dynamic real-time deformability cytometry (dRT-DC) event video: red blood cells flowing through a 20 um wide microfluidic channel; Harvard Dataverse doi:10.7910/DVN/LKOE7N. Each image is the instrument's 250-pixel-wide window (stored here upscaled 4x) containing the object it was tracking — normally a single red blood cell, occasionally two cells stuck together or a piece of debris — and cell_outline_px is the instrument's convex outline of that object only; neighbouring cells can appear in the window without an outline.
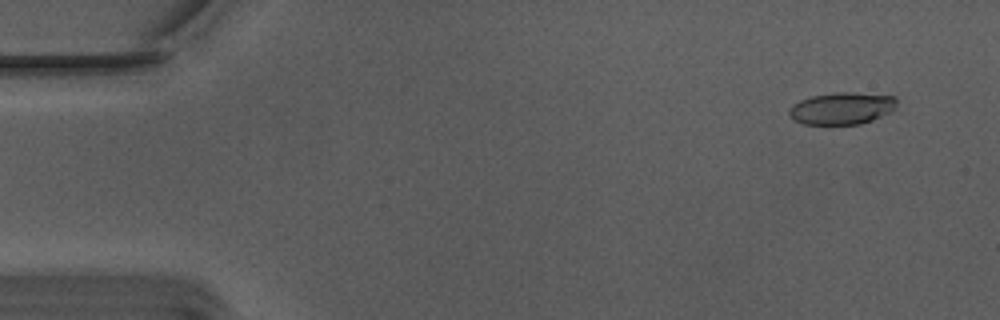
{"species": "Egyptian fruit bat (a non-hibernating species)", "species_latin": "Rousettus aegyptiacus", "temperature_condition": "warm", "stored_images_in_passage": 55, "camera_frame_rate_fps": 3000, "um_per_image_px": 0.085, "animal": {"sex": "male"}, "frame": {"image": 1, "passage_image": 4, "time_ms": 1.0, "image_size_px": [1000, 320], "cell_outline_px": [[896, 104], [888, 112], [872, 120], [860, 124], [804, 124], [796, 120], [788, 112], [792, 104], [800, 100], [812, 96], [836, 92], [848, 92], [896, 96]], "centroid_in_image_um": [71.54, 9.2], "position_along_channel_um": 13.5, "area_um2": 19.77}}
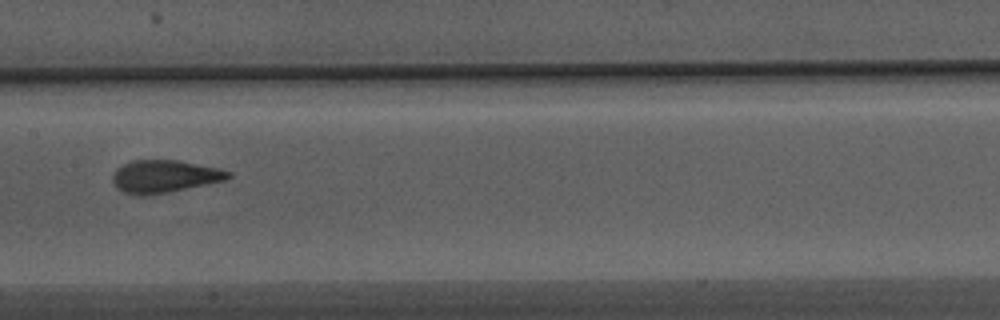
{"frame": {"image": 2, "passage_image": 28, "time_ms": 9.0, "image_size_px": [1000, 320], "cell_outline_px": [[232, 176], [224, 180], [168, 192], [144, 196], [136, 196], [124, 192], [116, 188], [112, 180], [112, 176], [116, 168], [132, 160], [180, 160], [220, 168], [232, 172]], "centroid_in_image_um": [13.96, 14.99], "position_along_channel_um": 193.4, "area_um2": 22.08}}
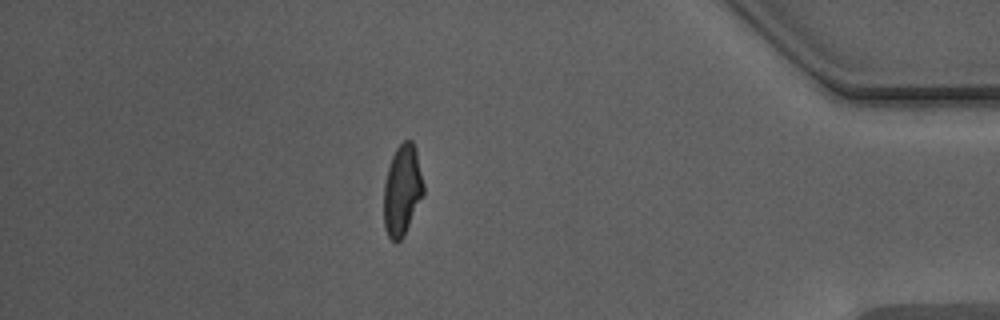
{"frame": {"image": 3, "passage_image": 48, "time_ms": 15.667, "image_size_px": [1000, 320], "cell_outline_px": [[424, 192], [404, 236], [396, 244], [388, 236], [384, 228], [384, 184], [388, 168], [392, 156], [396, 148], [404, 140], [412, 140], [416, 152], [424, 184]], "centroid_in_image_um": [34.18, 16.19], "position_along_channel_um": 401.0, "area_um2": 20.87}, "authors_computed_cell_mechanics": {"area_um2": 21.0392, "velocity_mm_per_s": 3.7637, "shape_relaxation_time_tau1_ms": 5.224, "shape_relaxation_time_tau2_ms": 0.9763, "deformation_change_tau1": 0.1887, "deformation_change_tau2": 0.0717}}